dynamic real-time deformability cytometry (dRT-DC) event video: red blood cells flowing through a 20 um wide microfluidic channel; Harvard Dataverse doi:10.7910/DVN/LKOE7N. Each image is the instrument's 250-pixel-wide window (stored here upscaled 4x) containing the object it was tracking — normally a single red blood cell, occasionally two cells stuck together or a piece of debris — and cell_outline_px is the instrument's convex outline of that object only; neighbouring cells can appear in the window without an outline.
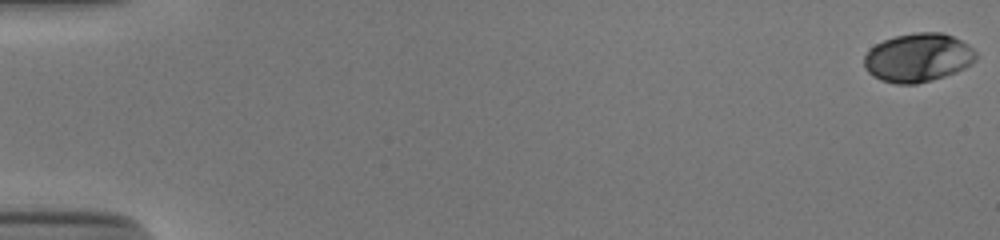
{"species": "human", "species_latin": "Homo sapiens", "temperature_condition": "cold", "stored_images_in_passage": 54, "camera_frame_rate_fps": 3000, "um_per_image_px": 0.085, "donor": {"sex": "male"}, "frame": {"image": 1, "passage_image": 1, "time_ms": 0.0, "image_size_px": [1000, 240], "cell_outline_px": [[976, 60], [972, 64], [956, 72], [932, 80], [916, 84], [896, 84], [880, 80], [872, 76], [864, 68], [864, 56], [876, 44], [884, 40], [896, 36], [916, 32], [940, 32], [952, 36], [968, 44], [976, 52]], "centroid_in_image_um": [78.03, 4.91], "position_along_channel_um": 7.0, "area_um2": 31.73}}
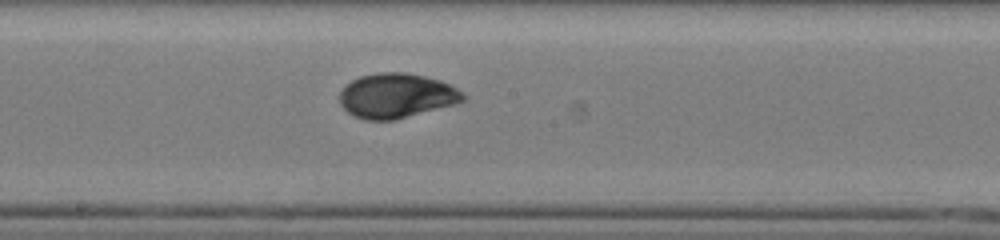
{"frame": {"image": 2, "passage_image": 31, "time_ms": 10.0, "image_size_px": [1000, 240], "cell_outline_px": [[464, 100], [456, 104], [392, 120], [364, 120], [352, 116], [340, 104], [340, 92], [344, 84], [360, 76], [380, 72], [404, 72], [424, 76], [440, 80], [456, 88], [464, 96]], "centroid_in_image_um": [33.65, 8.13], "position_along_channel_um": 214.6, "area_um2": 32.02}}
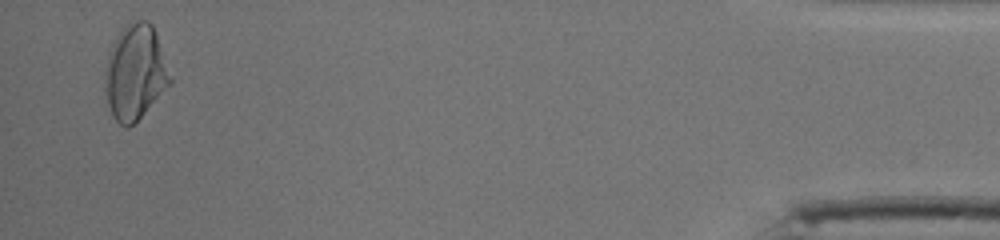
{"frame": {"image": 3, "passage_image": 53, "time_ms": 17.333, "image_size_px": [1000, 240], "cell_outline_px": [[172, 84], [128, 128], [120, 124], [112, 116], [108, 104], [104, 88], [104, 68], [108, 52], [116, 36], [124, 24], [136, 20], [148, 20], [152, 24], [172, 80]], "centroid_in_image_um": [11.45, 6.13], "position_along_channel_um": 423.7, "area_um2": 36.07}, "authors_computed_cell_mechanics": {"area_um2": 31.8189, "velocity_mm_per_s": 3.8795, "shape_relaxation_time_tau1_ms": 3.5022, "shape_relaxation_time_tau2_ms": 1.1034, "deformation_change_tau1": 0.1326, "deformation_change_tau2": 0.0338}}